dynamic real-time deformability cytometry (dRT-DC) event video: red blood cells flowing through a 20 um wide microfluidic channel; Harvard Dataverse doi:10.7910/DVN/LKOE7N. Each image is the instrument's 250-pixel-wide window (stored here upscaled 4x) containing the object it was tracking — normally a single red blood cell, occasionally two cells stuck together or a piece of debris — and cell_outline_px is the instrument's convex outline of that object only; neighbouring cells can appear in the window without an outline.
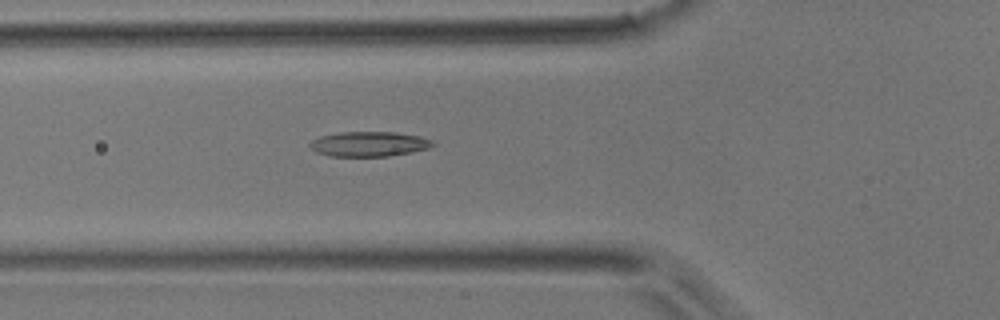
{"species": "common noctule bat (a hibernating species)", "species_latin": "Nyctalus noctula", "temperature_condition": "room temperature", "stored_images_in_passage": 30, "camera_frame_rate_fps": 3000, "um_per_image_px": 0.085, "animal": {"sex": "male", "body_mass_g": 17.9}, "frame": {"image": 1, "passage_image": 9, "time_ms": 2.667, "image_size_px": [1000, 320], "cell_outline_px": [[436, 144], [428, 148], [412, 152], [388, 156], [328, 156], [316, 152], [308, 144], [312, 140], [320, 136], [340, 132], [396, 132], [420, 136], [432, 140]], "centroid_in_image_um": [31.37, 12.24], "position_along_channel_um": 94.4, "area_um2": 17.86}}
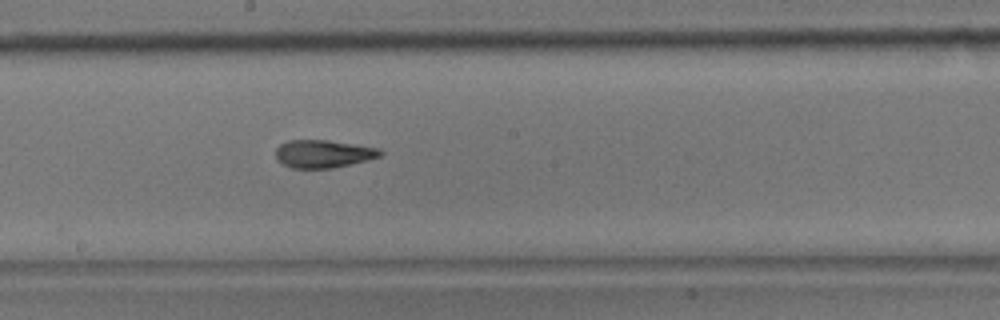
{"frame": {"image": 2, "passage_image": 18, "time_ms": 5.667, "image_size_px": [1000, 320], "cell_outline_px": [[384, 152], [380, 156], [368, 160], [332, 168], [292, 168], [284, 164], [276, 156], [276, 148], [280, 144], [288, 140], [328, 140], [380, 148]], "centroid_in_image_um": [27.51, 13.06], "position_along_channel_um": 220.7, "area_um2": 16.88}}
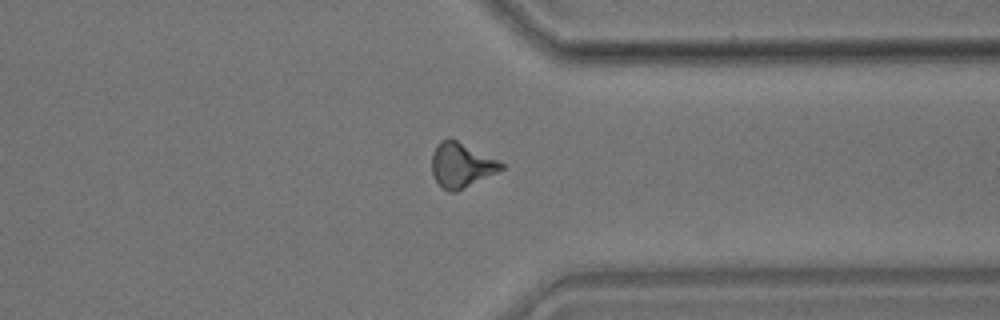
{"frame": {"image": 3, "passage_image": 29, "time_ms": 9.333, "image_size_px": [1000, 320], "cell_outline_px": [[504, 168], [456, 192], [448, 192], [440, 188], [432, 172], [432, 152], [440, 140], [456, 140], [504, 164]], "centroid_in_image_um": [39.16, 14.07], "position_along_channel_um": 372.2, "area_um2": 17.57}}